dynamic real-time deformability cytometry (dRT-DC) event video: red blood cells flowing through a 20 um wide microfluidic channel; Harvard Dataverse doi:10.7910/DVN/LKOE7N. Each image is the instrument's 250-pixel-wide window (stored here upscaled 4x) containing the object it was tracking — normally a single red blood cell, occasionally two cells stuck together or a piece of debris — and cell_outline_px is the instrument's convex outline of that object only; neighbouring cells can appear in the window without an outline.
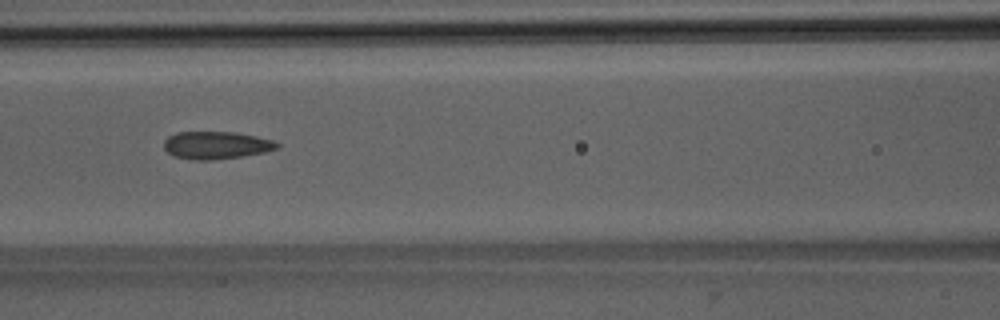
{"species": "Egyptian fruit bat (a non-hibernating species)", "species_latin": "Rousettus aegyptiacus", "temperature_condition": "room temperature", "stored_images_in_passage": 32, "camera_frame_rate_fps": 3000, "um_per_image_px": 0.085, "animal": {"sex": "male"}, "frame": {"image": 1, "passage_image": 17, "time_ms": 5.333, "image_size_px": [1000, 320], "cell_outline_px": [[280, 148], [264, 152], [240, 156], [212, 160], [192, 160], [176, 156], [168, 152], [164, 148], [164, 140], [168, 136], [176, 132], [236, 132], [256, 136], [272, 140], [280, 144]], "centroid_in_image_um": [18.38, 12.33], "position_along_channel_um": 148.2, "area_um2": 18.15}}
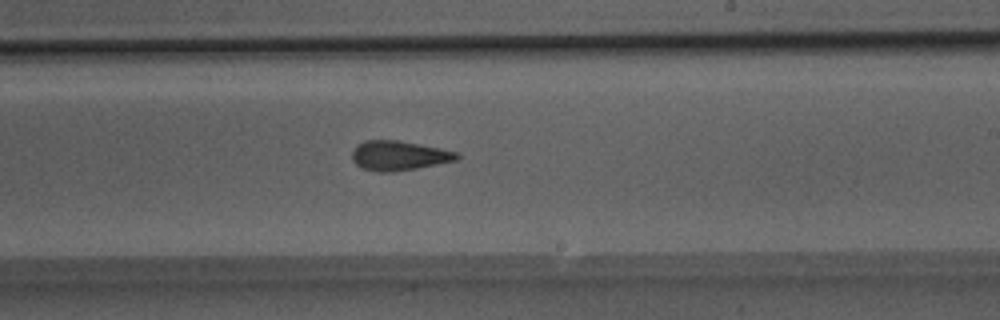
{"frame": {"image": 2, "passage_image": 25, "time_ms": 8.0, "image_size_px": [1000, 320], "cell_outline_px": [[460, 156], [456, 160], [416, 168], [392, 172], [380, 172], [364, 168], [356, 164], [352, 160], [352, 152], [356, 144], [364, 140], [400, 140], [460, 152]], "centroid_in_image_um": [33.9, 13.21], "position_along_channel_um": 255.1, "area_um2": 18.09}, "authors_computed_cell_mechanics": {"area_um2": 18.7561, "velocity_mm_per_s": 4.0142, "shape_relaxation_time_tau1_ms": null, "shape_relaxation_time_tau2_ms": 3.0749, "deformation_change_tau1": null, "deformation_change_tau2": 0.1135}}